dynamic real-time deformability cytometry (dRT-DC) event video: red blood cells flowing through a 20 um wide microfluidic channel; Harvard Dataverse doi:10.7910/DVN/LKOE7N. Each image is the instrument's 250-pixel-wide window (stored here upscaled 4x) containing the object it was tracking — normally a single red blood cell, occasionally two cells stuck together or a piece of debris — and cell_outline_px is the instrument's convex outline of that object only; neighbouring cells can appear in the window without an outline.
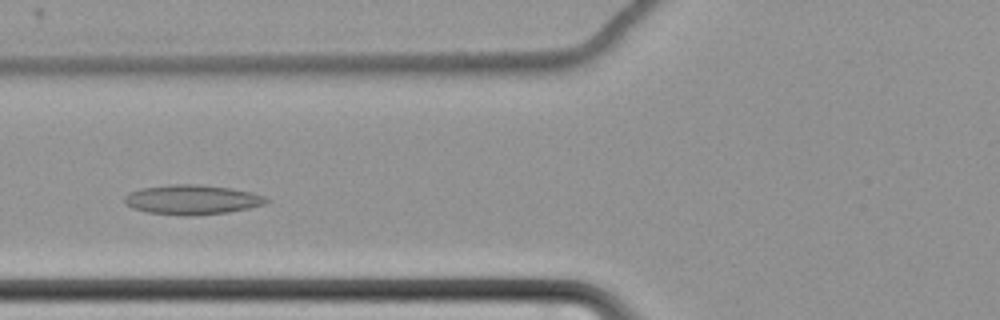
{"species": "common noctule bat (a hibernating species)", "species_latin": "Nyctalus noctula", "temperature_condition": "cold", "stored_images_in_passage": 55, "camera_frame_rate_fps": 3000, "um_per_image_px": 0.085, "animal": {"sex": "female", "body_mass_g": 22.7, "forearm_length_mm": 54.2}, "frame": {"image": 1, "passage_image": 19, "time_ms": 6.0, "image_size_px": [1000, 320], "cell_outline_px": [[272, 200], [264, 204], [248, 208], [228, 212], [192, 216], [184, 216], [148, 212], [132, 208], [124, 204], [124, 196], [128, 192], [140, 188], [168, 184], [200, 184], [228, 188], [252, 192], [264, 196]], "centroid_in_image_um": [16.29, 16.97], "position_along_channel_um": 109.5, "area_um2": 24.74}}
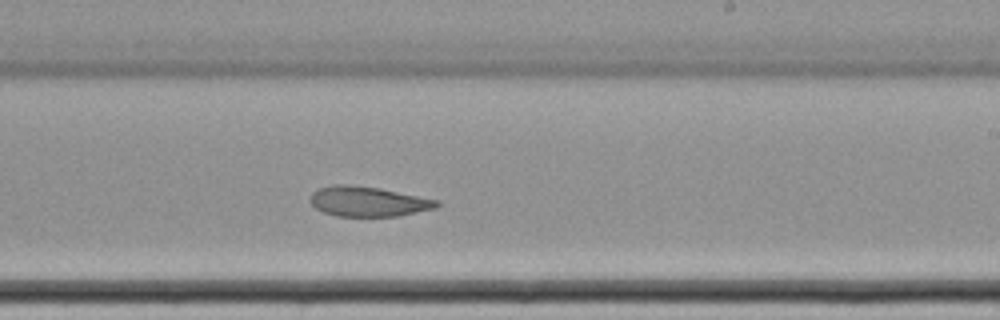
{"frame": {"image": 2, "passage_image": 32, "time_ms": 10.333, "image_size_px": [1000, 320], "cell_outline_px": [[440, 204], [436, 208], [396, 216], [336, 216], [324, 212], [316, 208], [308, 200], [308, 196], [316, 188], [336, 184], [348, 184], [380, 188], [440, 200]], "centroid_in_image_um": [31.25, 17.11], "position_along_channel_um": 257.7, "area_um2": 22.31}}
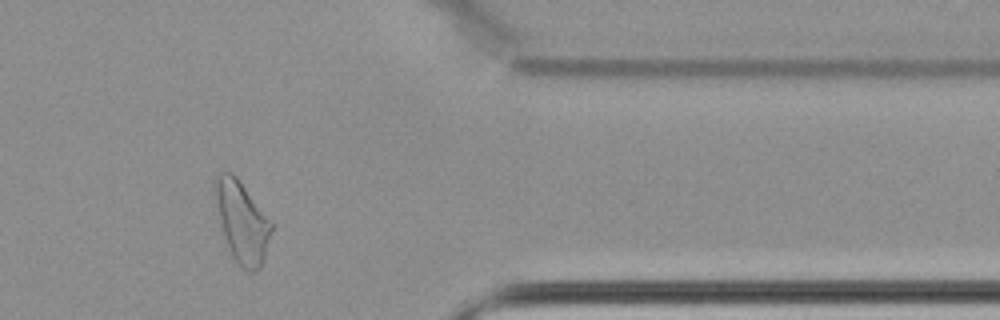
{"frame": {"image": 3, "passage_image": 45, "time_ms": 14.667, "image_size_px": [1000, 320], "cell_outline_px": [[276, 224], [260, 268], [256, 272], [248, 272], [236, 264], [232, 256], [224, 236], [212, 192], [216, 180], [220, 172], [232, 172], [236, 176]], "centroid_in_image_um": [20.61, 18.87], "position_along_channel_um": 390.8, "area_um2": 27.28}}